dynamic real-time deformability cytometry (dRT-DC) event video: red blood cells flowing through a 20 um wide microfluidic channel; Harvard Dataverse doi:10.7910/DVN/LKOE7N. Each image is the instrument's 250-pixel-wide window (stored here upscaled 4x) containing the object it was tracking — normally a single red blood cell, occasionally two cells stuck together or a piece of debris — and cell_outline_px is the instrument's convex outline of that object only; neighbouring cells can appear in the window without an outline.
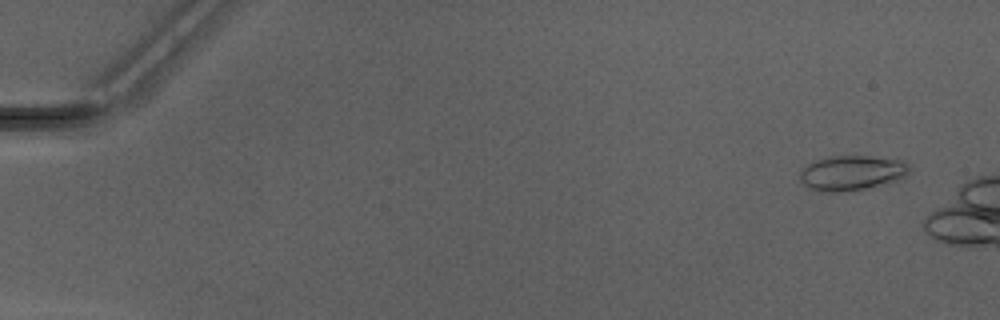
{"species": "Egyptian fruit bat (a non-hibernating species)", "species_latin": "Rousettus aegyptiacus", "temperature_condition": "warm", "stored_images_in_passage": 8, "camera_frame_rate_fps": 3000, "um_per_image_px": 0.085, "animal": {"sex": "male"}, "frame": {"image": 1, "passage_image": 4, "time_ms": 1.0, "image_size_px": [1000, 320], "cell_outline_px": [[908, 172], [904, 176], [888, 184], [864, 188], [836, 192], [820, 192], [808, 188], [800, 180], [800, 168], [816, 160], [828, 156], [872, 156], [904, 160], [908, 164]], "centroid_in_image_um": [72.37, 14.69], "position_along_channel_um": 12.6, "area_um2": 22.37}}